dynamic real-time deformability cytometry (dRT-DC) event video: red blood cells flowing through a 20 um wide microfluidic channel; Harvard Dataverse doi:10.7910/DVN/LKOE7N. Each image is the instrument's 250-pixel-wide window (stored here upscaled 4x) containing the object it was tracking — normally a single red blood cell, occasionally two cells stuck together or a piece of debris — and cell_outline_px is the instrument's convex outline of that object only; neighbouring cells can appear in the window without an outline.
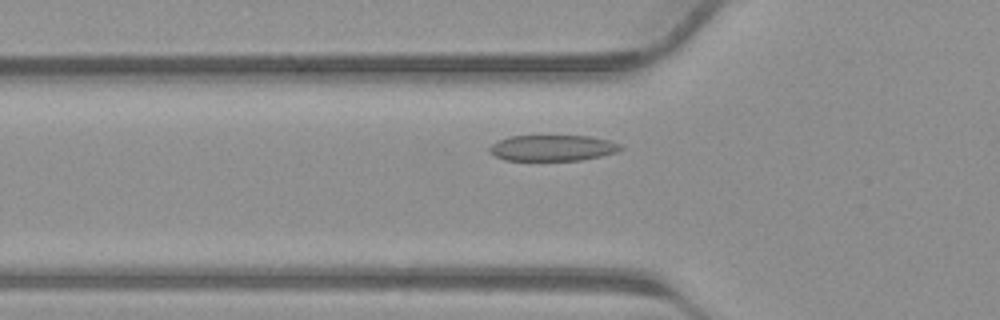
{"species": "common noctule bat (a hibernating species)", "species_latin": "Nyctalus noctula", "temperature_condition": "warm", "stored_images_in_passage": 37, "camera_frame_rate_fps": 3000, "um_per_image_px": 0.085, "animal": {"sex": "male", "body_mass_g": 23.1, "forearm_length_mm": 52.7}, "frame": {"image": 1, "passage_image": 10, "time_ms": 3.0, "image_size_px": [1000, 320], "cell_outline_px": [[624, 148], [616, 152], [600, 156], [580, 160], [504, 160], [488, 152], [488, 148], [492, 144], [508, 136], [592, 136], [608, 140], [620, 144]], "centroid_in_image_um": [46.96, 12.57], "position_along_channel_um": 78.8, "area_um2": 19.77}}
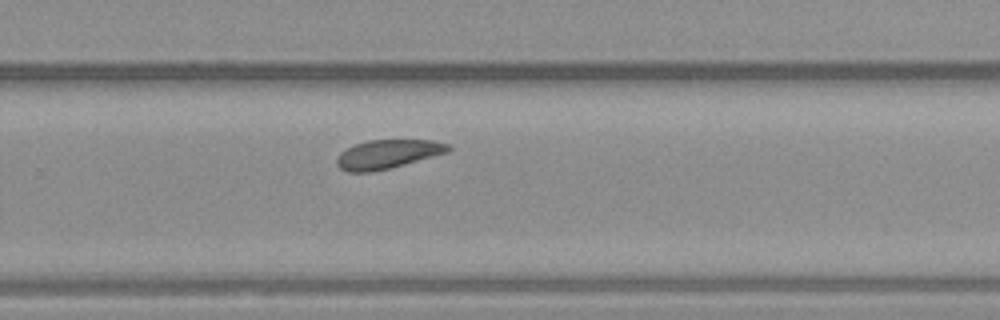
{"frame": {"image": 2, "passage_image": 23, "time_ms": 7.333, "image_size_px": [1000, 320], "cell_outline_px": [[452, 148], [448, 152], [404, 164], [372, 172], [348, 172], [340, 168], [336, 164], [336, 160], [340, 152], [356, 144], [368, 140], [432, 140], [452, 144]], "centroid_in_image_um": [32.97, 13.09], "position_along_channel_um": 296.8, "area_um2": 18.67}}
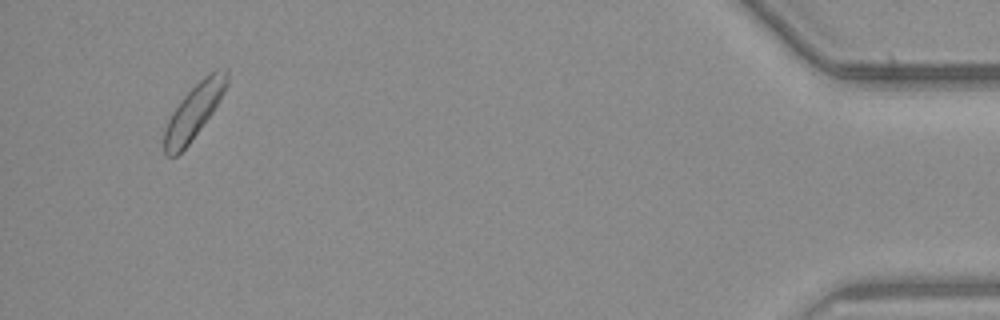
{"frame": {"image": 3, "passage_image": 35, "time_ms": 11.333, "image_size_px": [1000, 320], "cell_outline_px": [[228, 84], [224, 92], [212, 112], [188, 144], [176, 156], [168, 156], [164, 152], [164, 128], [172, 112], [180, 100], [204, 76], [216, 68], [228, 68]], "centroid_in_image_um": [16.49, 9.42], "position_along_channel_um": 418.7, "area_um2": 19.59}}